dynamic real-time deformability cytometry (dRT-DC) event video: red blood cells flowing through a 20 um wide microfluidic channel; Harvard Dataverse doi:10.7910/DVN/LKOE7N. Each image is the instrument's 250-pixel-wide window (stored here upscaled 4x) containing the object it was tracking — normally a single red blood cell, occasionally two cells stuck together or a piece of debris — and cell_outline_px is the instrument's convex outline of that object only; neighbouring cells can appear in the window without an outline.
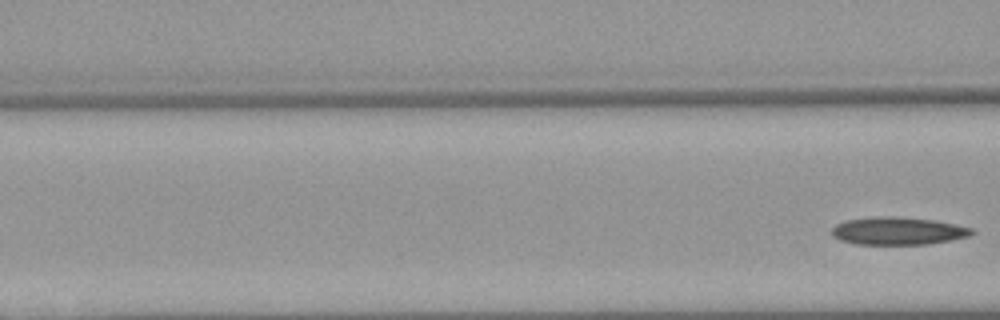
{"species": "Egyptian fruit bat (a non-hibernating species)", "species_latin": "Rousettus aegyptiacus", "temperature_condition": "warm", "stored_images_in_passage": 8, "segment_of_instrument_passage": [2, 2], "camera_frame_rate_fps": 3000, "um_per_image_px": 0.085, "animal": {"sex": "female"}, "frame": {"image": 1, "passage_image": 8, "time_ms": 8.333, "image_size_px": [1000, 320], "cell_outline_px": [[976, 232], [972, 236], [952, 240], [928, 244], [856, 244], [840, 240], [832, 236], [832, 228], [836, 224], [848, 220], [888, 216], [932, 220], [956, 224], [972, 228]], "centroid_in_image_um": [76.38, 19.64], "position_along_channel_um": 90.2, "area_um2": 22.43}}